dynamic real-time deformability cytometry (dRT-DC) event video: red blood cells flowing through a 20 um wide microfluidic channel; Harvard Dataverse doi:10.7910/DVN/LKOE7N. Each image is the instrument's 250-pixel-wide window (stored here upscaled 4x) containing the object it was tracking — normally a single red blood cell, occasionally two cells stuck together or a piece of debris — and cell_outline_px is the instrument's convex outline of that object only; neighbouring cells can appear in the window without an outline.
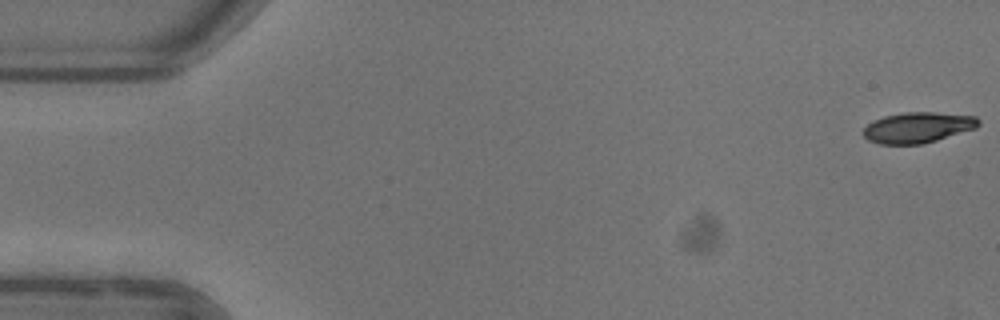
{"species": "common noctule bat (a hibernating species)", "species_latin": "Nyctalus noctula", "temperature_condition": "warm", "stored_images_in_passage": 53, "camera_frame_rate_fps": 3000, "um_per_image_px": 0.085, "animal": {"sex": "female"}, "frame": {"image": 1, "passage_image": 1, "time_ms": 0.0, "image_size_px": [1000, 320], "cell_outline_px": [[980, 124], [976, 128], [924, 144], [880, 144], [868, 140], [864, 136], [864, 128], [872, 120], [884, 116], [904, 112], [936, 112], [976, 116], [980, 120]], "centroid_in_image_um": [78.02, 10.83], "position_along_channel_um": 7.0, "area_um2": 20.69}}
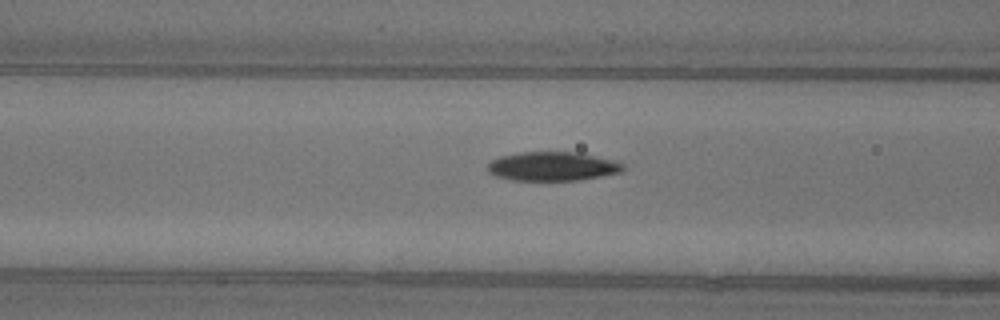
{"frame": {"image": 2, "passage_image": 21, "time_ms": 6.667, "image_size_px": [1000, 320], "cell_outline_px": [[624, 168], [620, 172], [600, 176], [576, 180], [512, 180], [496, 176], [488, 172], [488, 164], [492, 160], [500, 156], [520, 152], [584, 152], [616, 160], [624, 164]], "centroid_in_image_um": [46.99, 14.12], "position_along_channel_um": 119.6, "area_um2": 23.0}}
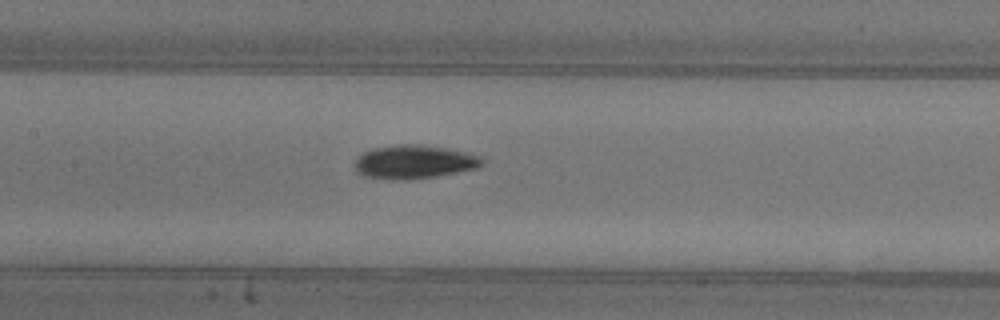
{"frame": {"image": 3, "passage_image": 25, "time_ms": 8.0, "image_size_px": [1000, 320], "cell_outline_px": [[484, 164], [480, 168], [436, 176], [408, 180], [392, 180], [364, 176], [356, 172], [352, 164], [364, 152], [372, 148], [400, 144], [420, 144], [448, 148], [484, 156]], "centroid_in_image_um": [35.24, 13.76], "position_along_channel_um": 172.2, "area_um2": 25.43}, "authors_computed_cell_mechanics": {"area_um2": 22.253, "velocity_mm_per_s": 3.9179, "shape_relaxation_time_tau1_ms": 3.7501, "shape_relaxation_time_tau2_ms": 4.8534, "deformation_change_tau1": 0.1532, "deformation_change_tau2": 0.0998}}